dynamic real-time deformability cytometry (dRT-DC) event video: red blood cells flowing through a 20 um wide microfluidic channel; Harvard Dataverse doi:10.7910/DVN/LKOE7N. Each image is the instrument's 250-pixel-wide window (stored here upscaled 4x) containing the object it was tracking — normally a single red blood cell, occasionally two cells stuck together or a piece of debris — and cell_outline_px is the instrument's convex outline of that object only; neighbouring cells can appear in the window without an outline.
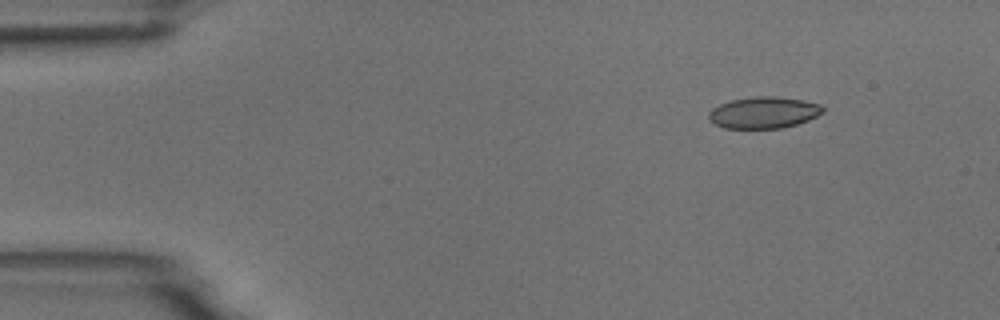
{"species": "common noctule bat (a hibernating species)", "species_latin": "Nyctalus noctula", "temperature_condition": "room temperature", "stored_images_in_passage": 8, "camera_frame_rate_fps": 3000, "um_per_image_px": 0.085, "animal": {"sex": "male", "body_mass_g": 18.8}, "frame": {"image": 1, "passage_image": 1, "time_ms": 0.0, "image_size_px": [1000, 320], "cell_outline_px": [[824, 112], [808, 120], [784, 128], [724, 128], [708, 120], [708, 112], [712, 108], [720, 104], [732, 100], [756, 96], [772, 96], [804, 100], [820, 104], [824, 108]], "centroid_in_image_um": [64.91, 9.57], "position_along_channel_um": 20.1, "area_um2": 20.98}}
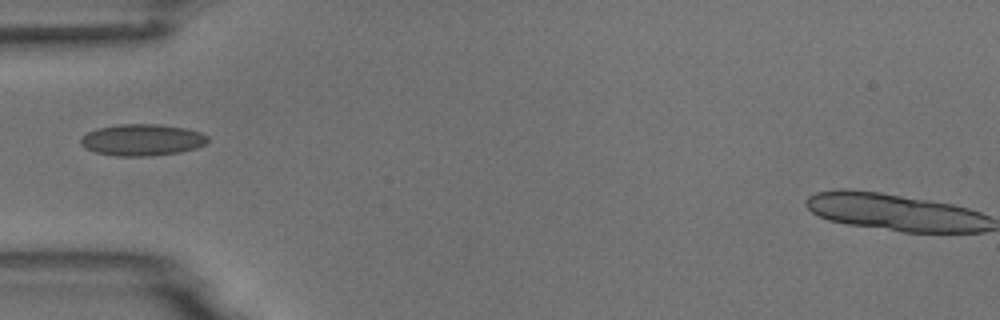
{"frame": {"image": 2, "passage_image": 4, "time_ms": 3.667, "image_size_px": [1000, 320], "cell_outline_px": [[208, 140], [204, 144], [196, 148], [180, 152], [152, 156], [116, 156], [96, 152], [84, 148], [80, 144], [80, 140], [88, 132], [96, 128], [120, 124], [156, 124], [188, 128], [200, 132], [208, 136]], "centroid_in_image_um": [12.08, 11.89], "position_along_channel_um": 72.9, "area_um2": 23.47}}
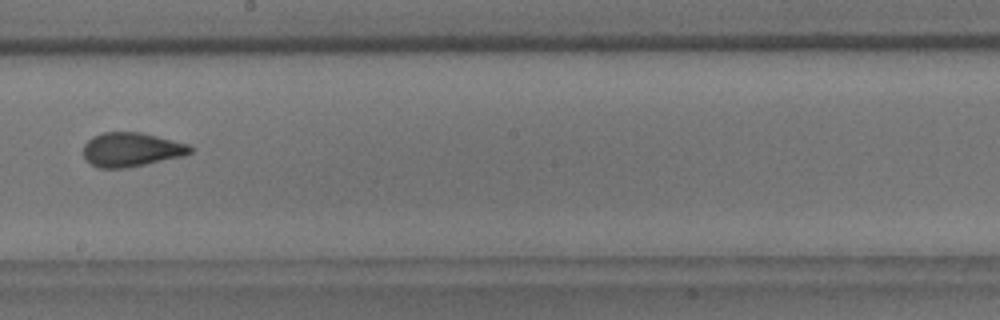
{"frame": {"image": 3, "passage_image": 8, "time_ms": 8.0, "image_size_px": [1000, 320], "cell_outline_px": [[192, 152], [184, 156], [128, 168], [100, 168], [92, 164], [84, 156], [84, 144], [92, 136], [104, 132], [140, 132], [188, 144], [192, 148]], "centroid_in_image_um": [11.17, 12.72], "position_along_channel_um": 237.0, "area_um2": 21.15}}